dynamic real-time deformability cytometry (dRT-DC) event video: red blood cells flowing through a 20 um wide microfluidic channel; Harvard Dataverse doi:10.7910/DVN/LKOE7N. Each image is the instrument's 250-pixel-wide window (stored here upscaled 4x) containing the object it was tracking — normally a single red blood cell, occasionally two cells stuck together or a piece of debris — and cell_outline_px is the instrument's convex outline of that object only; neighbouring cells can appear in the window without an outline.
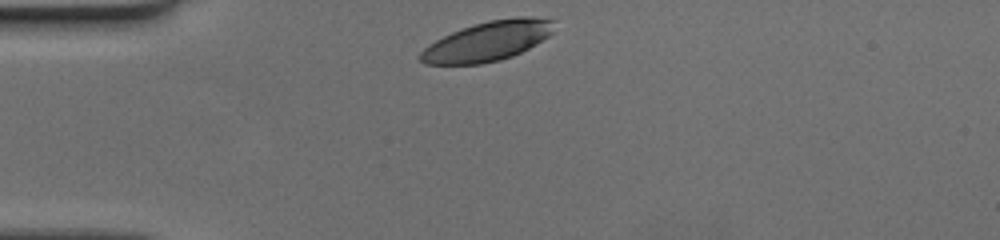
{"species": "human", "species_latin": "Homo sapiens", "temperature_condition": "cold", "stored_images_in_passage": 30, "camera_frame_rate_fps": 3000, "um_per_image_px": 0.085, "donor": {"sex": "female"}, "frame": {"image": 1, "passage_image": 1, "time_ms": 0.0, "image_size_px": [1000, 240], "cell_outline_px": [[556, 20], [552, 32], [548, 36], [528, 48], [512, 56], [500, 60], [480, 64], [424, 64], [420, 60], [420, 52], [428, 44], [452, 32], [488, 20], [516, 16], [528, 16]], "centroid_in_image_um": [41.46, 3.49], "position_along_channel_um": 43.5, "area_um2": 30.69}}
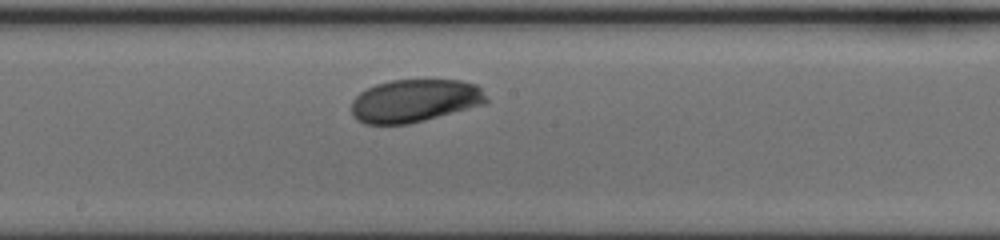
{"frame": {"image": 2, "passage_image": 16, "time_ms": 5.0, "image_size_px": [1000, 240], "cell_outline_px": [[488, 100], [484, 104], [424, 120], [408, 124], [364, 124], [356, 120], [352, 116], [352, 100], [360, 92], [376, 84], [392, 80], [460, 80], [476, 84], [480, 88]], "centroid_in_image_um": [35.22, 8.56], "position_along_channel_um": 213.0, "area_um2": 33.58}}
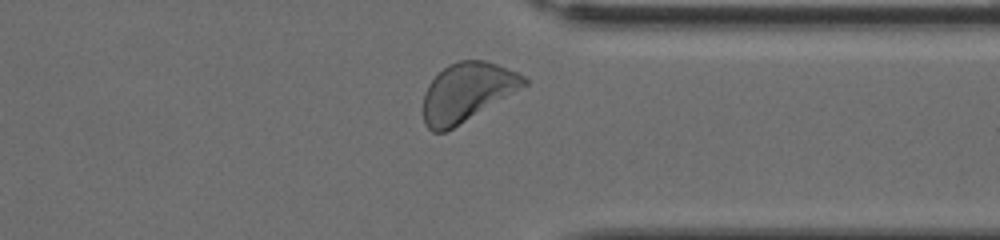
{"frame": {"image": 3, "passage_image": 28, "time_ms": 9.0, "image_size_px": [1000, 240], "cell_outline_px": [[528, 84], [452, 128], [444, 132], [432, 132], [424, 124], [424, 92], [428, 84], [448, 64], [460, 60], [484, 60], [496, 64], [516, 72], [524, 76], [528, 80]], "centroid_in_image_um": [39.67, 7.82], "position_along_channel_um": 371.7, "area_um2": 33.81}}